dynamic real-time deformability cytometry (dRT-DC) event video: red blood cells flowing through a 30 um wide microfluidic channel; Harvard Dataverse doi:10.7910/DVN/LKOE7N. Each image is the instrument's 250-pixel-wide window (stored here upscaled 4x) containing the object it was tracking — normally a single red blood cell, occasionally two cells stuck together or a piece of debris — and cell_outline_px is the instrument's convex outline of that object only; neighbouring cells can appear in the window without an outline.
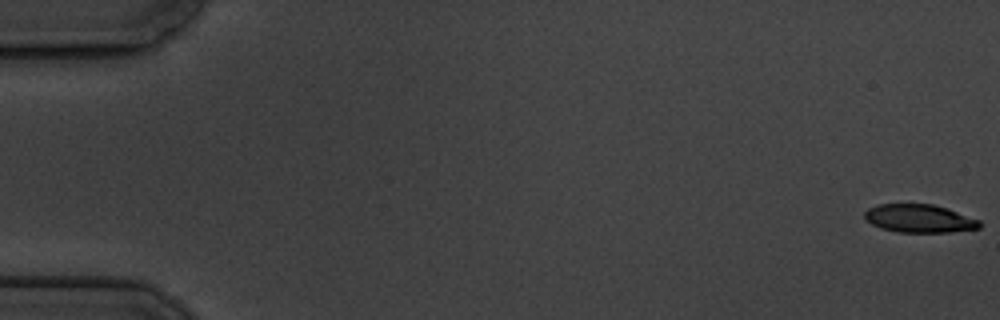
{"species": "common noctule bat (a hibernating species)", "species_latin": "Nyctalus noctula", "temperature_condition": "cold", "stored_images_in_passage": 5, "camera_frame_rate_fps": 3000, "um_per_image_px": 0.085, "animal": {"sex": "male", "body_mass_g": 19.5, "forearm_length_mm": 54.6}, "frame": {"image": 1, "passage_image": 1, "time_ms": 0.0, "image_size_px": [1000, 320], "cell_outline_px": [[980, 228], [952, 232], [896, 232], [880, 228], [864, 220], [864, 212], [868, 208], [876, 204], [932, 204], [948, 208], [980, 220]], "centroid_in_image_um": [78.11, 18.57], "position_along_channel_um": 6.9, "area_um2": 19.07}}
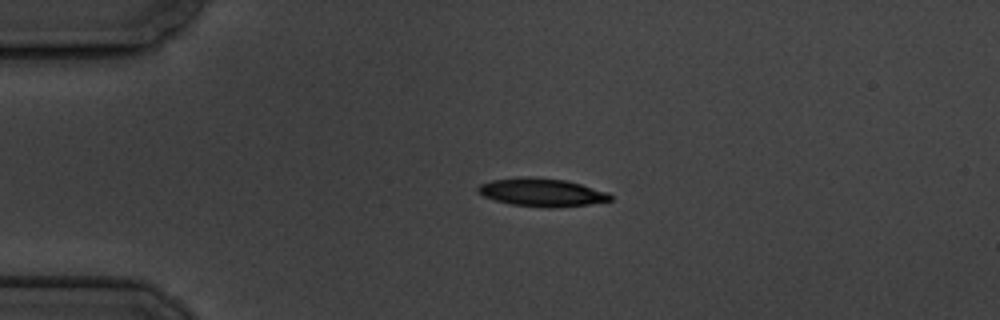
{"frame": {"image": 2, "passage_image": 4, "time_ms": 4.333, "image_size_px": [1000, 320], "cell_outline_px": [[612, 200], [588, 204], [548, 208], [512, 204], [496, 200], [484, 196], [476, 192], [476, 188], [480, 184], [492, 180], [528, 176], [532, 176], [564, 180], [580, 184], [608, 192], [612, 196]], "centroid_in_image_um": [46.03, 16.34], "position_along_channel_um": 39.0, "area_um2": 21.5}}